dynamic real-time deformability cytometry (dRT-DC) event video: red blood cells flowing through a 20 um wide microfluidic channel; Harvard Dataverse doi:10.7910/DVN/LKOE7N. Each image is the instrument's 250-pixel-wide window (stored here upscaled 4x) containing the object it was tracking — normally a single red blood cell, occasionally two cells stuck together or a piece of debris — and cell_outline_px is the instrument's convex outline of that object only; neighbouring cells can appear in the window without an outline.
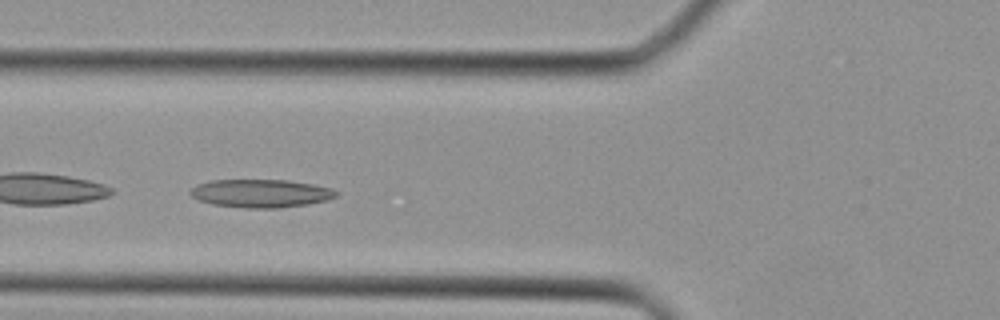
{"species": "Egyptian fruit bat (a non-hibernating species)", "species_latin": "Rousettus aegyptiacus", "temperature_condition": "cold", "stored_images_in_passage": 36, "camera_frame_rate_fps": 3000, "um_per_image_px": 0.085, "animal": {"sex": "female"}, "frame": {"image": 1, "passage_image": 13, "time_ms": 4.0, "image_size_px": [1000, 320], "cell_outline_px": [[336, 196], [328, 200], [308, 204], [280, 208], [244, 208], [212, 204], [200, 200], [192, 196], [188, 192], [196, 184], [212, 180], [288, 180], [312, 184], [332, 188], [336, 192]], "centroid_in_image_um": [22.16, 16.44], "position_along_channel_um": 103.6, "area_um2": 23.93}}
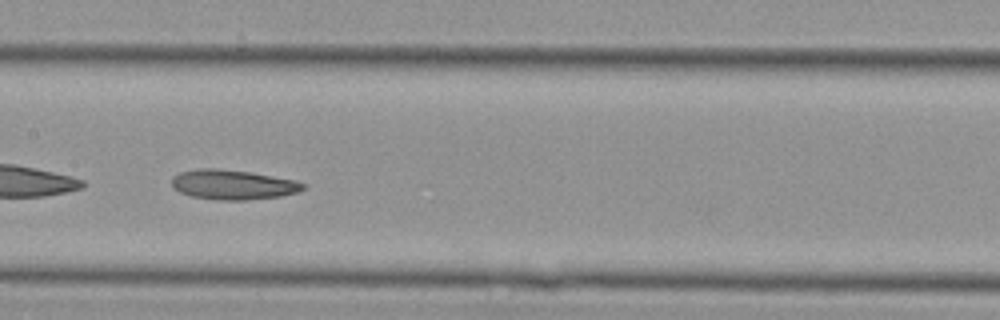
{"frame": {"image": 2, "passage_image": 18, "time_ms": 5.667, "image_size_px": [1000, 320], "cell_outline_px": [[304, 188], [296, 192], [280, 196], [248, 200], [216, 200], [192, 196], [180, 192], [172, 188], [172, 176], [180, 172], [200, 168], [216, 168], [252, 172], [296, 180], [304, 184]], "centroid_in_image_um": [19.76, 15.69], "position_along_channel_um": 187.6, "area_um2": 22.83}}
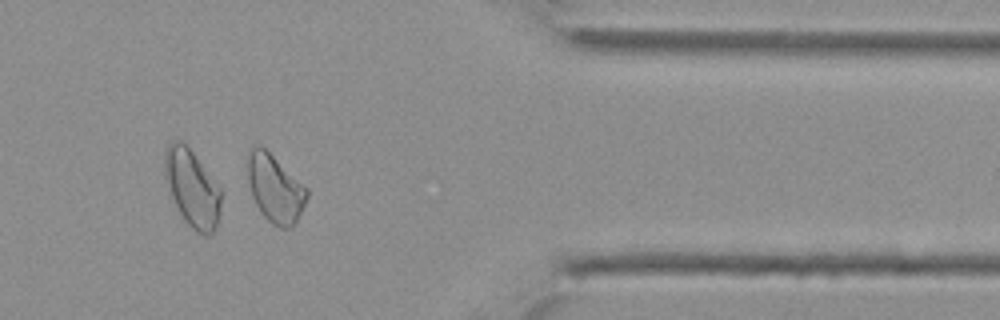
{"frame": {"image": 3, "passage_image": 31, "time_ms": 10.0, "image_size_px": [1000, 320], "cell_outline_px": [[308, 196], [296, 220], [288, 228], [280, 228], [272, 224], [264, 216], [256, 204], [252, 196], [248, 180], [248, 156], [252, 148], [260, 144], [308, 188]], "centroid_in_image_um": [23.38, 16.02], "position_along_channel_um": 388.0, "area_um2": 22.89}}